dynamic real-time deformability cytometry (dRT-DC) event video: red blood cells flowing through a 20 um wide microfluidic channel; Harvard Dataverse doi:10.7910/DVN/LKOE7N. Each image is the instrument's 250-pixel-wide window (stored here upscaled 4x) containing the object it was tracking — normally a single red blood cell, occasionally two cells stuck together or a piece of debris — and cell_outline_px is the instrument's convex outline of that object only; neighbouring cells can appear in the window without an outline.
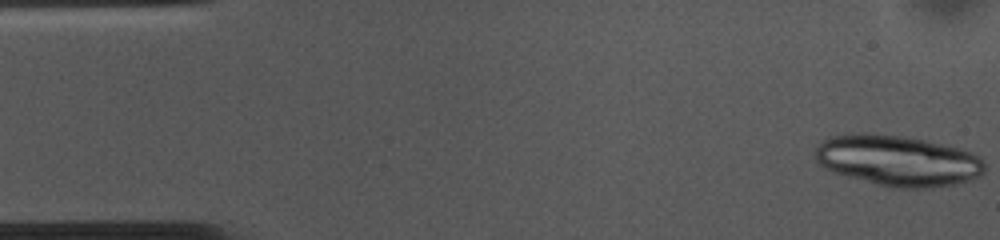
{"species": "common noctule bat (a hibernating species)", "species_latin": "Nyctalus noctula", "temperature_condition": "cold", "stored_images_in_passage": 23, "camera_frame_rate_fps": 3000, "um_per_image_px": 0.085, "animal": {"sex": "female", "body_mass_g": 10.0, "forearm_length_mm": 53.1}, "frame": {"image": 1, "passage_image": 1, "time_ms": 0.0, "image_size_px": [1000, 240], "cell_outline_px": [[984, 172], [980, 176], [968, 180], [952, 184], [928, 188], [892, 188], [876, 184], [832, 172], [824, 168], [816, 160], [816, 148], [820, 140], [828, 136], [860, 132], [872, 132], [900, 136], [924, 140], [972, 152], [980, 156], [984, 164]], "centroid_in_image_um": [76.26, 13.64], "position_along_channel_um": 8.7, "area_um2": 50.29}}